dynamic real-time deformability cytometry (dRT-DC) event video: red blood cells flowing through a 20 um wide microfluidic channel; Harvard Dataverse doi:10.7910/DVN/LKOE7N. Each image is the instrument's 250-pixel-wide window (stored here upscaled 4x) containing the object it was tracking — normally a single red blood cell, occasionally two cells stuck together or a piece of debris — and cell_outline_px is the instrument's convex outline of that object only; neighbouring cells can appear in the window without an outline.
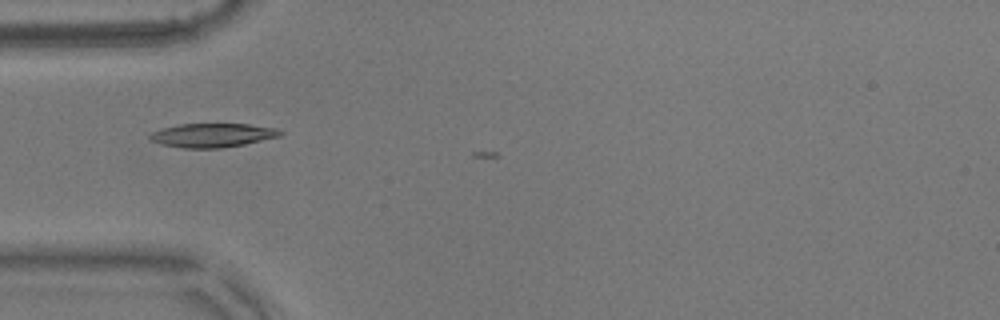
{"species": "common noctule bat (a hibernating species)", "species_latin": "Nyctalus noctula", "temperature_condition": "warm", "stored_images_in_passage": 3, "camera_frame_rate_fps": 3000, "um_per_image_px": 0.085, "animal": {"sex": "male", "body_mass_g": 17.9}, "frame": {"image": 1, "passage_image": 2, "time_ms": 0.333, "image_size_px": [1000, 320], "cell_outline_px": [[284, 132], [280, 136], [244, 144], [220, 148], [184, 148], [160, 144], [152, 140], [148, 136], [152, 132], [164, 128], [180, 124], [248, 124], [276, 128]], "centroid_in_image_um": [18.07, 11.49], "position_along_channel_um": 66.9, "area_um2": 17.98}}